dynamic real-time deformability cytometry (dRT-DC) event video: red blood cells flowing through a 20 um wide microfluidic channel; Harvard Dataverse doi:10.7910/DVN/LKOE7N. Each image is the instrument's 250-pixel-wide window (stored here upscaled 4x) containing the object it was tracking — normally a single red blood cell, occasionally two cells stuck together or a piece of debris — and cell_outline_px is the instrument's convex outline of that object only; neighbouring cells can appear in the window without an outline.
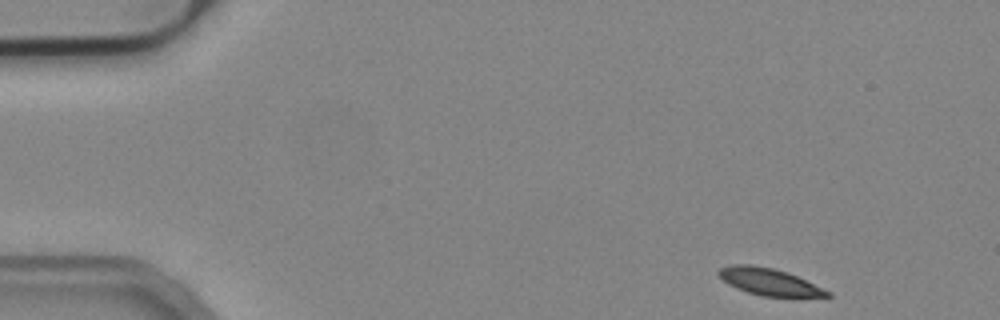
{"species": "common noctule bat (a hibernating species)", "species_latin": "Nyctalus noctula", "temperature_condition": "cold", "stored_images_in_passage": 50, "camera_frame_rate_fps": 3000, "um_per_image_px": 0.085, "animal": {"sex": "male", "body_mass_g": 19.2, "forearm_length_mm": 51.8}, "frame": {"image": 1, "passage_image": 1, "time_ms": 0.0, "image_size_px": [1000, 320], "cell_outline_px": [[832, 296], [760, 296], [736, 288], [728, 284], [716, 272], [720, 268], [728, 264], [752, 264], [772, 268], [788, 272], [832, 292]], "centroid_in_image_um": [65.35, 23.93], "position_along_channel_um": 19.7, "area_um2": 16.99}}
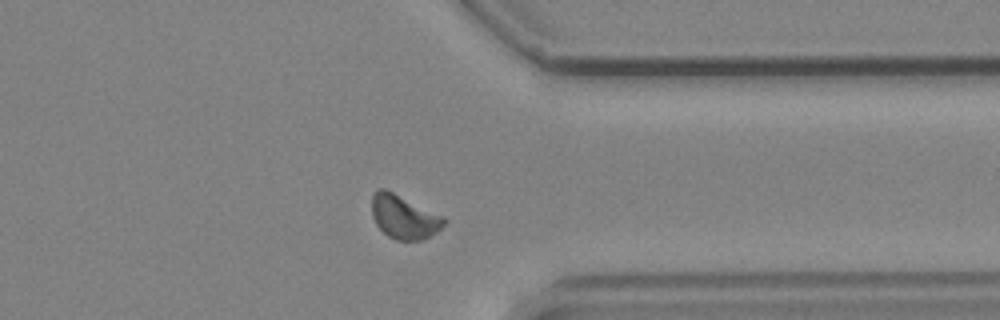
{"frame": {"image": 2, "passage_image": 38, "time_ms": 12.333, "image_size_px": [1000, 320], "cell_outline_px": [[448, 220], [436, 232], [420, 240], [396, 240], [388, 236], [376, 224], [372, 216], [372, 196], [380, 188], [384, 188], [444, 216]], "centroid_in_image_um": [34.34, 18.44], "position_along_channel_um": 377.1, "area_um2": 18.15}}
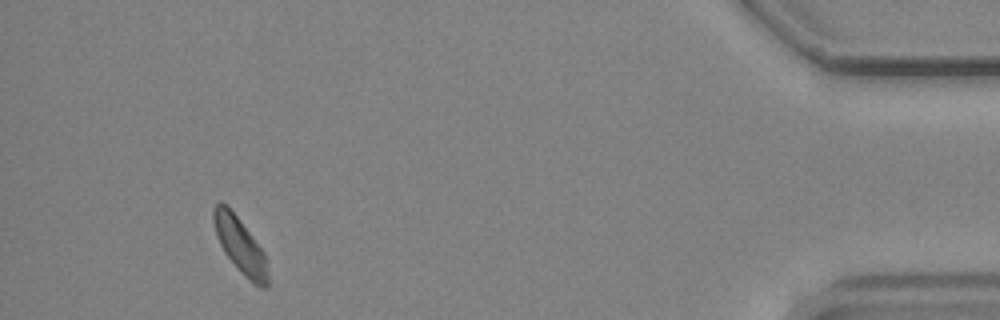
{"frame": {"image": 3, "passage_image": 46, "time_ms": 15.0, "image_size_px": [1000, 320], "cell_outline_px": [[268, 284], [264, 288], [260, 288], [248, 280], [244, 276], [224, 252], [216, 236], [212, 220], [212, 208], [220, 200], [236, 216], [264, 252], [268, 276]], "centroid_in_image_um": [20.38, 20.87], "position_along_channel_um": 414.8, "area_um2": 17.28}, "authors_computed_cell_mechanics": {"area_um2": 18.0047, "velocity_mm_per_s": 3.7487, "shape_relaxation_time_tau1_ms": 4.0685, "shape_relaxation_time_tau2_ms": null, "deformation_change_tau1": 0.0914, "deformation_change_tau2": null}}